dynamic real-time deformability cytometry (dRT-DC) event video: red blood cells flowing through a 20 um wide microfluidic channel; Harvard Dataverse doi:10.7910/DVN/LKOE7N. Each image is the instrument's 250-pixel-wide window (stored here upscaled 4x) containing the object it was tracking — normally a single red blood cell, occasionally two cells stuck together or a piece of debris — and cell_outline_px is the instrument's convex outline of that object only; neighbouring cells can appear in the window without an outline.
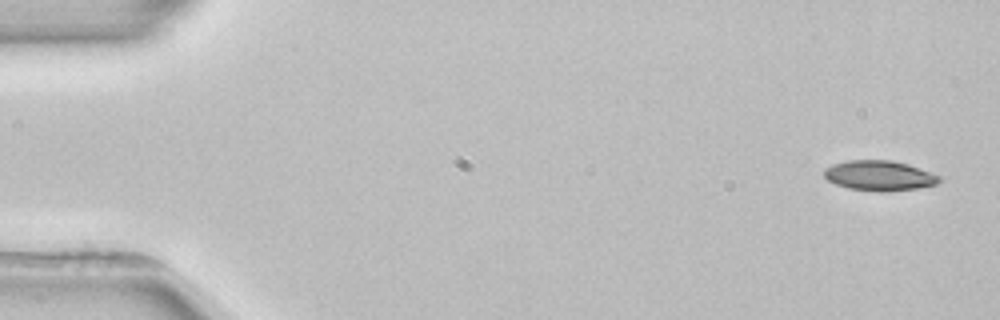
{"species": "common noctule bat (a hibernating species)", "species_latin": "Nyctalus noctula", "temperature_condition": "room temperature", "stored_images_in_passage": 4, "camera_frame_rate_fps": 3000, "um_per_image_px": 0.085, "animal": {"sex": "female", "body_mass_g": 22.7, "forearm_length_mm": 54.2}, "frame": {"image": 1, "passage_image": 1, "time_ms": 0.0, "image_size_px": [1000, 320], "cell_outline_px": [[940, 180], [936, 184], [916, 188], [880, 192], [848, 188], [836, 184], [828, 180], [824, 176], [824, 168], [832, 164], [848, 160], [892, 160], [908, 164], [940, 176]], "centroid_in_image_um": [74.7, 14.92], "position_along_channel_um": 10.3, "area_um2": 20.06}}
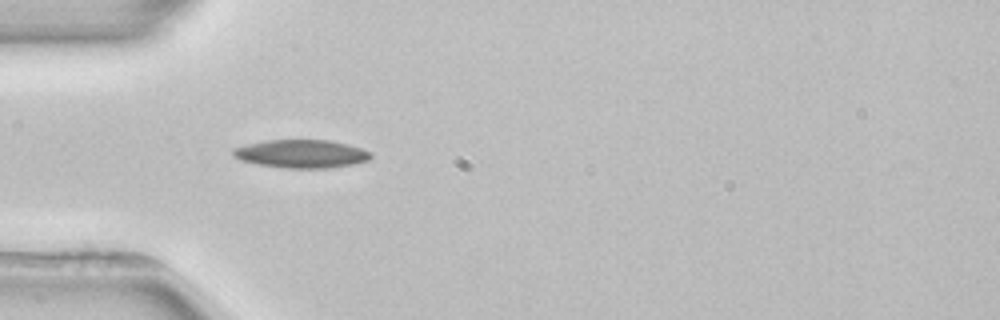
{"frame": {"image": 2, "passage_image": 4, "time_ms": 4.667, "image_size_px": [1000, 320], "cell_outline_px": [[372, 156], [368, 160], [352, 164], [328, 168], [284, 168], [260, 164], [240, 160], [232, 156], [232, 148], [248, 144], [268, 140], [332, 140], [360, 148], [372, 152]], "centroid_in_image_um": [25.61, 13.07], "position_along_channel_um": 59.4, "area_um2": 22.54}}